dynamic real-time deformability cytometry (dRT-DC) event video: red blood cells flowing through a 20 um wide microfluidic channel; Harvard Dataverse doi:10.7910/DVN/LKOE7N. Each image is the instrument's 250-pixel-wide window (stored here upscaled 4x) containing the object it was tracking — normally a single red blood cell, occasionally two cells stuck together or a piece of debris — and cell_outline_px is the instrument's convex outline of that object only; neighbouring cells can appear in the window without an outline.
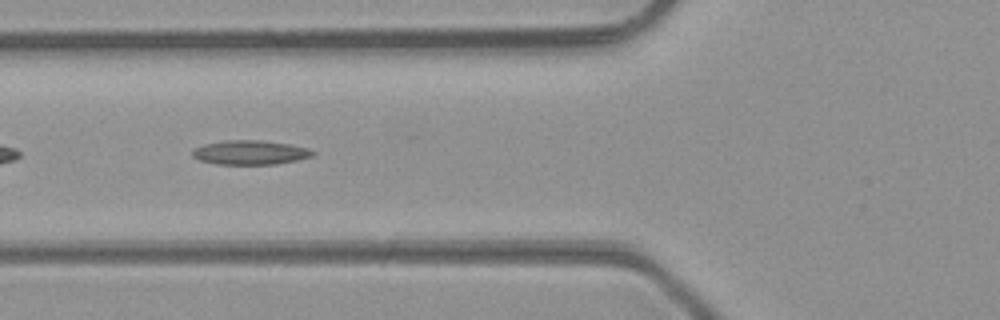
{"species": "common noctule bat (a hibernating species)", "species_latin": "Nyctalus noctula", "temperature_condition": "room temperature", "stored_images_in_passage": 48, "camera_frame_rate_fps": 3000, "um_per_image_px": 0.085, "animal": {"sex": "male", "body_mass_g": 23.1, "forearm_length_mm": 52.7}, "frame": {"image": 1, "passage_image": 18, "time_ms": 5.667, "image_size_px": [1000, 320], "cell_outline_px": [[316, 152], [312, 156], [296, 160], [276, 164], [216, 164], [200, 160], [192, 156], [192, 152], [196, 148], [204, 144], [228, 140], [260, 140], [288, 144], [308, 148]], "centroid_in_image_um": [21.27, 12.96], "position_along_channel_um": 104.5, "area_um2": 16.82}}
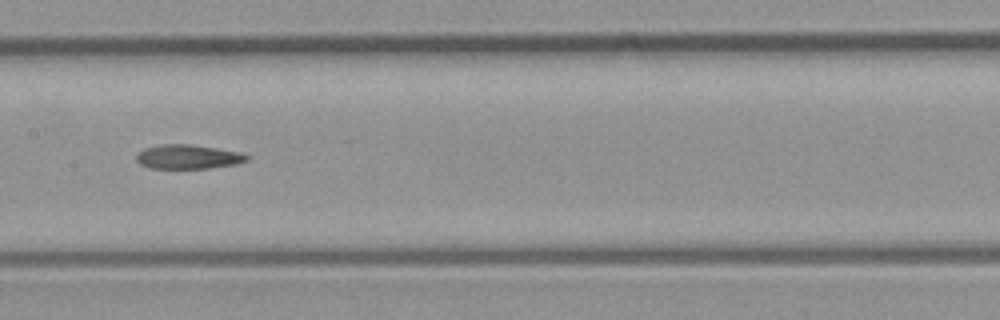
{"frame": {"image": 2, "passage_image": 24, "time_ms": 7.667, "image_size_px": [1000, 320], "cell_outline_px": [[248, 160], [236, 164], [208, 168], [148, 168], [140, 164], [136, 160], [136, 156], [144, 148], [160, 144], [188, 144], [216, 148], [240, 152], [248, 156]], "centroid_in_image_um": [15.96, 13.33], "position_along_channel_um": 191.4, "area_um2": 15.49}}
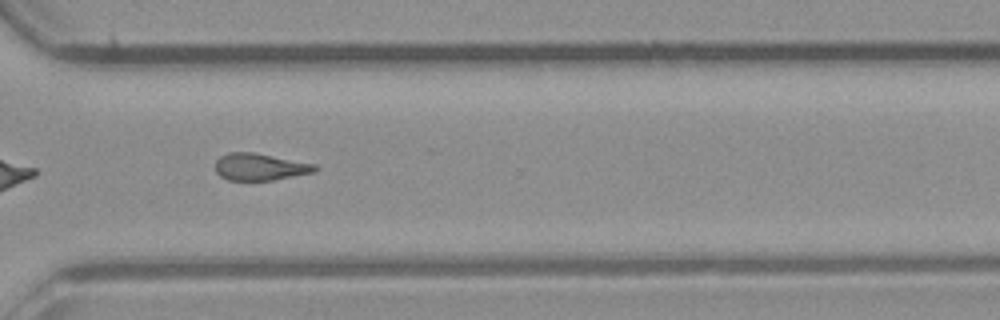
{"frame": {"image": 3, "passage_image": 35, "time_ms": 11.333, "image_size_px": [1000, 320], "cell_outline_px": [[320, 168], [316, 172], [272, 180], [228, 180], [220, 176], [216, 172], [216, 160], [220, 156], [228, 152], [252, 152], [316, 164]], "centroid_in_image_um": [22.11, 14.18], "position_along_channel_um": 348.5, "area_um2": 15.72}, "authors_computed_cell_mechanics": {"area_um2": 16.2418, "velocity_mm_per_s": 4.3026, "shape_relaxation_time_tau1_ms": null, "shape_relaxation_time_tau2_ms": 7.0034, "deformation_change_tau1": null, "deformation_change_tau2": 0.1984}}